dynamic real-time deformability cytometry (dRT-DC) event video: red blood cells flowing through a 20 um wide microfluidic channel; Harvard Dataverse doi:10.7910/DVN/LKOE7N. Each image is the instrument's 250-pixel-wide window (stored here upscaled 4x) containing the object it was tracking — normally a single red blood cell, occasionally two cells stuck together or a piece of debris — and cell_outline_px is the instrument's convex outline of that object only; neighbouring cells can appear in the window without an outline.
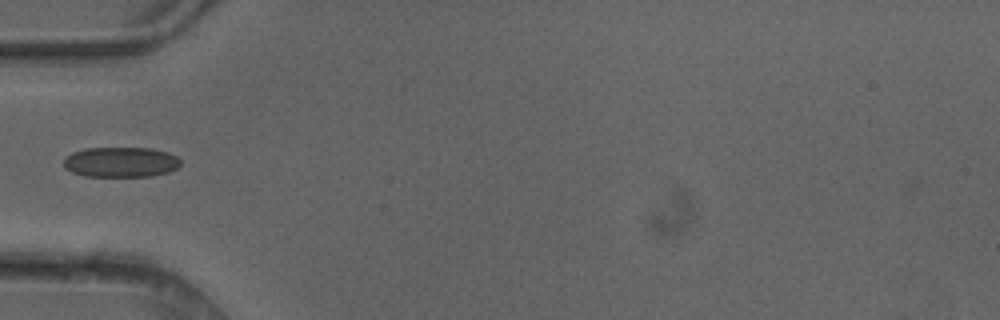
{"species": "common noctule bat (a hibernating species)", "species_latin": "Nyctalus noctula", "temperature_condition": "cold", "stored_images_in_passage": 5, "camera_frame_rate_fps": 3000, "um_per_image_px": 0.085, "animal": {"sex": "female"}, "frame": {"image": 1, "passage_image": 5, "time_ms": 1.333, "image_size_px": [1000, 320], "cell_outline_px": [[180, 164], [176, 168], [168, 172], [152, 176], [84, 176], [72, 172], [64, 168], [64, 156], [72, 152], [84, 148], [152, 148], [168, 152], [176, 156], [180, 160]], "centroid_in_image_um": [10.24, 13.77], "position_along_channel_um": 74.8, "area_um2": 20.69}}